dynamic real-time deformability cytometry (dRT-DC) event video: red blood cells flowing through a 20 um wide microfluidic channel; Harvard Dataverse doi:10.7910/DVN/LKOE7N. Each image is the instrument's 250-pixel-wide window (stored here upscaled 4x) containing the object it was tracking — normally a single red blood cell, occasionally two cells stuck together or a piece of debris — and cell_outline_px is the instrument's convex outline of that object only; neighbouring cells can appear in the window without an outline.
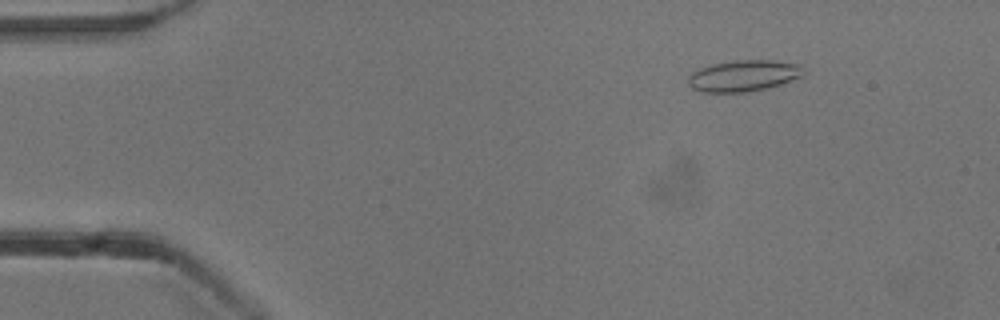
{"species": "common noctule bat (a hibernating species)", "species_latin": "Nyctalus noctula", "temperature_condition": "cold", "stored_images_in_passage": 53, "camera_frame_rate_fps": 3000, "um_per_image_px": 0.085, "animal": {"sex": "male", "body_mass_g": 13.3}, "frame": {"image": 1, "passage_image": 7, "time_ms": 2.0, "image_size_px": [1000, 320], "cell_outline_px": [[804, 76], [768, 88], [748, 92], [704, 92], [692, 88], [688, 84], [688, 76], [692, 72], [700, 68], [712, 64], [736, 60], [772, 60], [804, 64]], "centroid_in_image_um": [63.25, 6.43], "position_along_channel_um": 21.7, "area_um2": 21.27}}
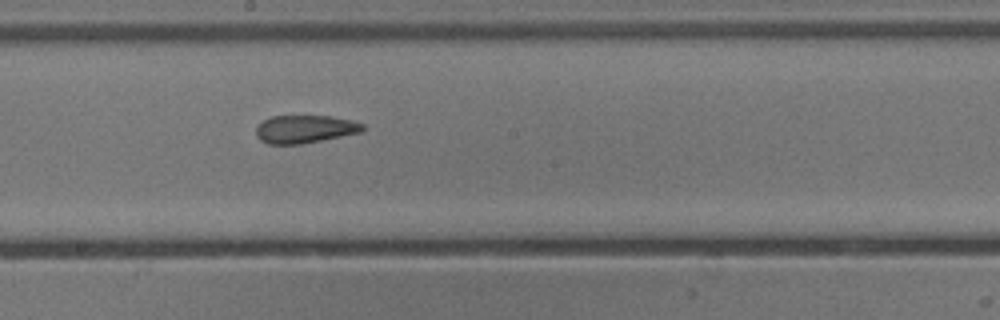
{"frame": {"image": 2, "passage_image": 29, "time_ms": 9.333, "image_size_px": [1000, 320], "cell_outline_px": [[364, 128], [360, 132], [300, 144], [268, 144], [260, 140], [256, 136], [256, 124], [272, 116], [332, 116], [352, 120], [364, 124]], "centroid_in_image_um": [25.87, 10.96], "position_along_channel_um": 222.3, "area_um2": 17.28}}
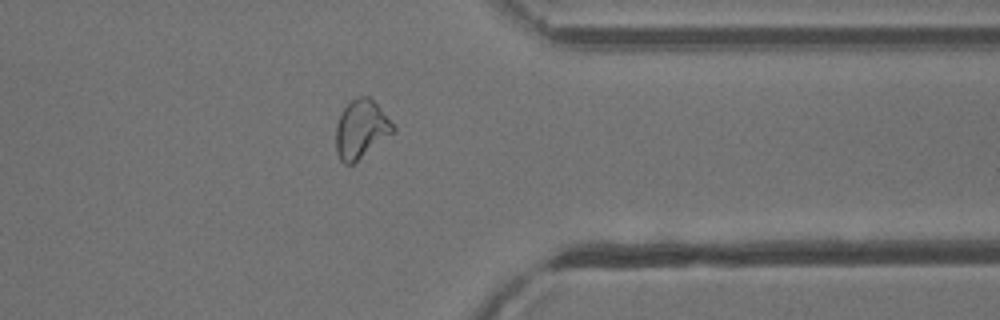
{"frame": {"image": 3, "passage_image": 42, "time_ms": 13.667, "image_size_px": [1000, 320], "cell_outline_px": [[396, 128], [392, 132], [352, 164], [344, 164], [340, 160], [336, 152], [336, 124], [344, 108], [352, 100], [360, 96], [368, 96], [376, 104]], "centroid_in_image_um": [30.64, 10.98], "position_along_channel_um": 380.8, "area_um2": 18.73}, "authors_computed_cell_mechanics": {"area_um2": 19.4786, "velocity_mm_per_s": 3.856, "shape_relaxation_time_tau1_ms": 9.3998, "shape_relaxation_time_tau2_ms": 1.9369, "deformation_change_tau1": 0.1997, "deformation_change_tau2": 0.0897}}